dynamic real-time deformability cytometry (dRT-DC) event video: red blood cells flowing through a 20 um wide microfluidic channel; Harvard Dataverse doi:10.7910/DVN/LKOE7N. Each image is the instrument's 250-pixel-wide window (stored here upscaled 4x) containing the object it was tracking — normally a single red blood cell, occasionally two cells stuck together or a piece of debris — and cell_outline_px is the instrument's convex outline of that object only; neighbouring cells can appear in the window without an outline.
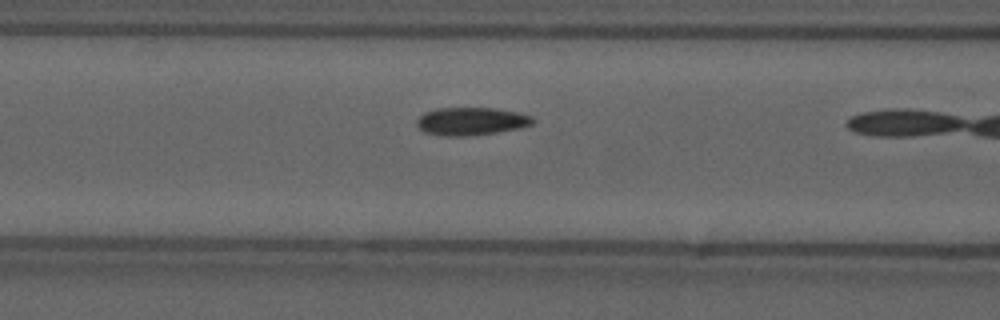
{"species": "common noctule bat (a hibernating species)", "species_latin": "Nyctalus noctula", "temperature_condition": "cold", "stored_images_in_passage": 33, "camera_frame_rate_fps": 3000, "um_per_image_px": 0.085, "animal": {"sex": "male", "forearm_length_mm": 52.5}, "frame": {"image": 1, "passage_image": 15, "time_ms": 4.667, "image_size_px": [1000, 320], "cell_outline_px": [[536, 120], [532, 124], [520, 128], [496, 132], [468, 136], [444, 136], [424, 132], [416, 124], [416, 120], [424, 112], [436, 108], [492, 108], [516, 112], [532, 116]], "centroid_in_image_um": [40.04, 10.31], "position_along_channel_um": 126.6, "area_um2": 18.84}}
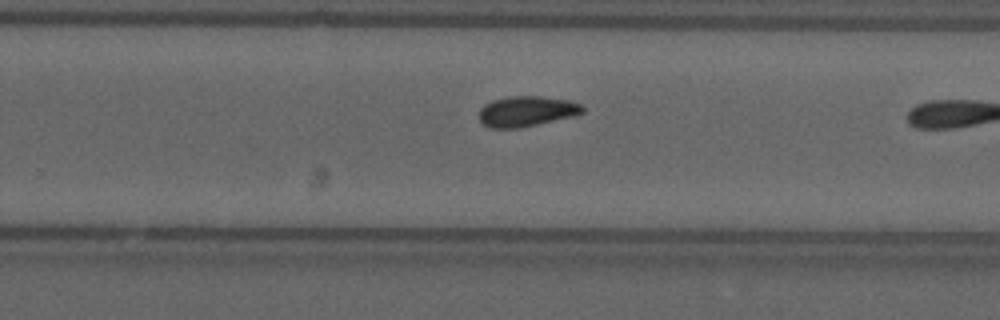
{"frame": {"image": 2, "passage_image": 28, "time_ms": 9.0, "image_size_px": [1000, 320], "cell_outline_px": [[584, 112], [572, 116], [536, 124], [516, 128], [488, 128], [480, 120], [480, 108], [484, 104], [492, 100], [508, 96], [540, 96], [568, 100], [584, 104]], "centroid_in_image_um": [44.75, 9.44], "position_along_channel_um": 285.0, "area_um2": 18.26}}